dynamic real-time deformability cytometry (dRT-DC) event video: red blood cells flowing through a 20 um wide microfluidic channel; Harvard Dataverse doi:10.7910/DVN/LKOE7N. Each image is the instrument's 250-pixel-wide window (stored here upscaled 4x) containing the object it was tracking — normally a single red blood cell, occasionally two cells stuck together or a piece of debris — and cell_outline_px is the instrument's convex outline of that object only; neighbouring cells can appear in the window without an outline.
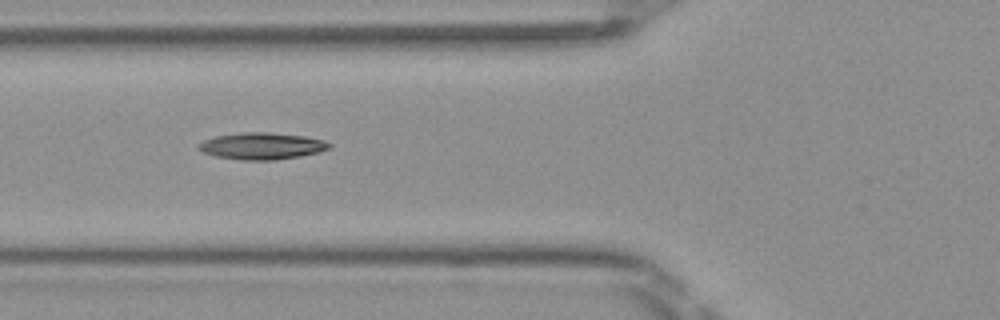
{"species": "Egyptian fruit bat (a non-hibernating species)", "species_latin": "Rousettus aegyptiacus", "temperature_condition": "room temperature", "stored_images_in_passage": 9, "camera_frame_rate_fps": 3000, "um_per_image_px": 0.085, "frame": {"image": 1, "passage_image": 6, "time_ms": 1.667, "image_size_px": [1000, 320], "cell_outline_px": [[332, 148], [320, 152], [300, 156], [276, 160], [240, 160], [216, 156], [204, 152], [196, 148], [196, 144], [204, 140], [216, 136], [240, 132], [268, 132], [304, 136], [324, 140], [332, 144]], "centroid_in_image_um": [22.27, 12.41], "position_along_channel_um": 103.5, "area_um2": 20.58}}
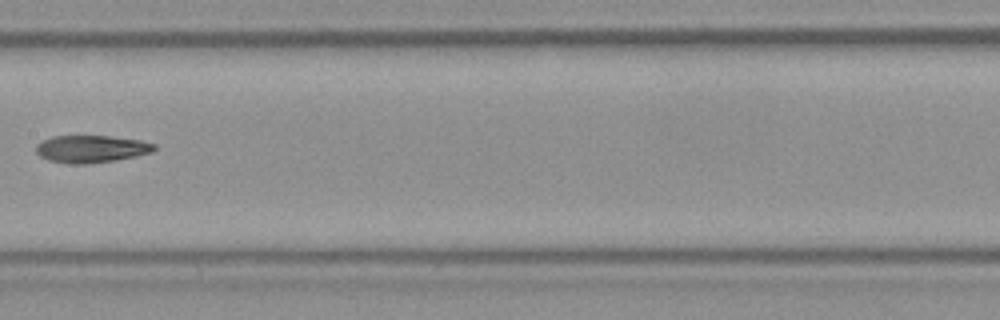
{"frame": {"image": 2, "passage_image": 8, "time_ms": 2.333, "image_size_px": [1000, 320], "cell_outline_px": [[156, 148], [152, 152], [136, 156], [116, 160], [88, 164], [76, 164], [48, 160], [40, 156], [36, 152], [36, 144], [40, 140], [52, 136], [108, 136], [140, 140], [156, 144]], "centroid_in_image_um": [7.74, 12.65], "position_along_channel_um": 199.7, "area_um2": 18.9}}
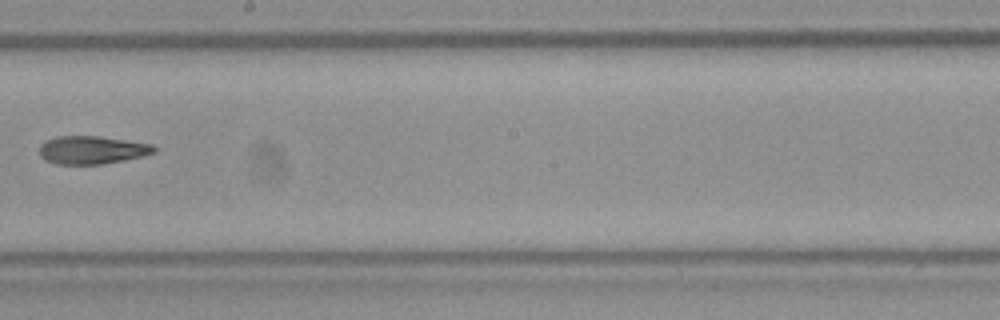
{"frame": {"image": 3, "passage_image": 9, "time_ms": 2.667, "image_size_px": [1000, 320], "cell_outline_px": [[156, 152], [144, 156], [104, 164], [56, 164], [44, 160], [40, 156], [40, 144], [44, 140], [56, 136], [100, 136], [128, 140], [152, 144], [156, 148]], "centroid_in_image_um": [7.81, 12.74], "position_along_channel_um": 240.4, "area_um2": 19.02}}